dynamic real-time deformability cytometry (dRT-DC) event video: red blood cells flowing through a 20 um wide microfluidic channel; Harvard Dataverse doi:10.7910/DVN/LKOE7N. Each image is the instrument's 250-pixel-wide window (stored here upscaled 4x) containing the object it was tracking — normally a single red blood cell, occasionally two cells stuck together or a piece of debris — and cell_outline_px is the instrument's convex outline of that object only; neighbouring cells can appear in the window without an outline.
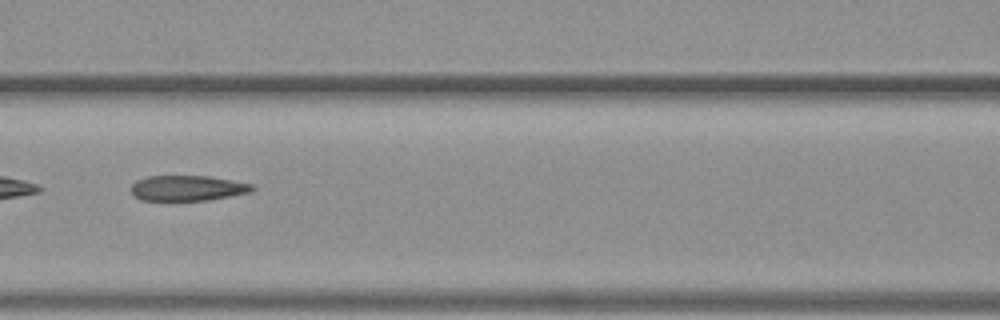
{"species": "common noctule bat (a hibernating species)", "species_latin": "Nyctalus noctula", "temperature_condition": "warm", "stored_images_in_passage": 52, "camera_frame_rate_fps": 3000, "um_per_image_px": 0.085, "animal": {"sex": "female", "body_mass_g": 19.3, "forearm_length_mm": 54.1}, "frame": {"image": 1, "passage_image": 22, "time_ms": 7.0, "image_size_px": [1000, 320], "cell_outline_px": [[256, 188], [252, 192], [208, 200], [140, 200], [132, 196], [132, 184], [136, 180], [148, 176], [212, 176], [252, 184]], "centroid_in_image_um": [15.95, 15.99], "position_along_channel_um": 150.7, "area_um2": 18.03}}
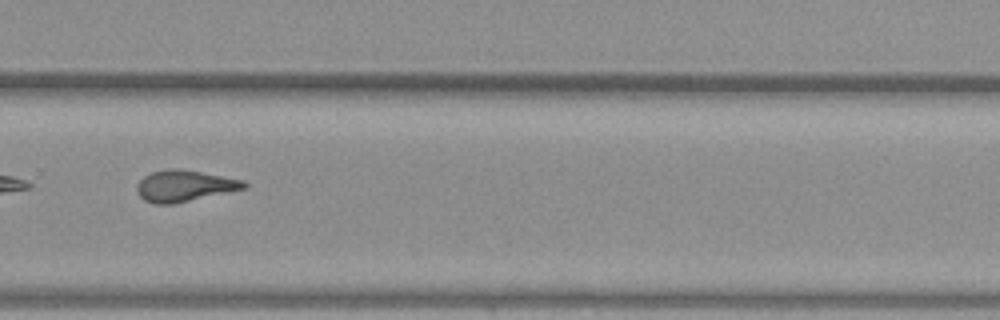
{"frame": {"image": 2, "passage_image": 35, "time_ms": 11.333, "image_size_px": [1000, 320], "cell_outline_px": [[248, 188], [172, 204], [156, 204], [144, 200], [140, 196], [136, 188], [136, 184], [144, 176], [152, 172], [176, 168], [180, 168], [244, 180], [248, 184]], "centroid_in_image_um": [15.69, 15.8], "position_along_channel_um": 314.1, "area_um2": 19.48}}
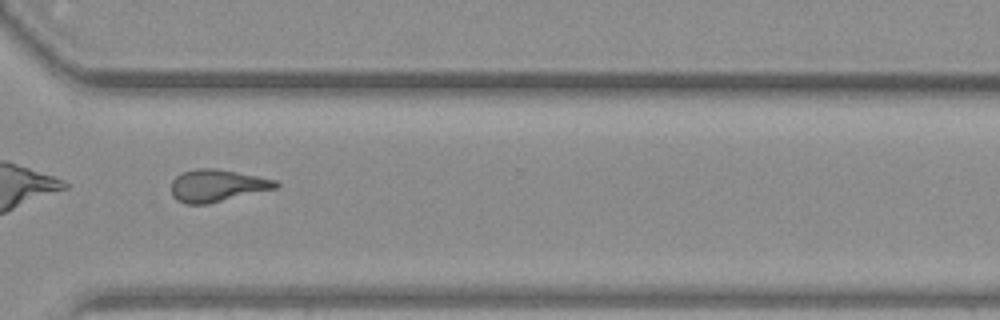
{"frame": {"image": 3, "passage_image": 38, "time_ms": 12.333, "image_size_px": [1000, 320], "cell_outline_px": [[280, 184], [276, 188], [208, 204], [188, 204], [176, 200], [172, 196], [172, 180], [176, 176], [184, 172], [196, 168], [216, 168], [276, 180]], "centroid_in_image_um": [18.43, 15.78], "position_along_channel_um": 352.2, "area_um2": 19.48}, "authors_computed_cell_mechanics": {"area_um2": 20.1722, "velocity_mm_per_s": 3.7932, "shape_relaxation_time_tau1_ms": null, "shape_relaxation_time_tau2_ms": 3.2253, "deformation_change_tau1": null, "deformation_change_tau2": 0.1273}}